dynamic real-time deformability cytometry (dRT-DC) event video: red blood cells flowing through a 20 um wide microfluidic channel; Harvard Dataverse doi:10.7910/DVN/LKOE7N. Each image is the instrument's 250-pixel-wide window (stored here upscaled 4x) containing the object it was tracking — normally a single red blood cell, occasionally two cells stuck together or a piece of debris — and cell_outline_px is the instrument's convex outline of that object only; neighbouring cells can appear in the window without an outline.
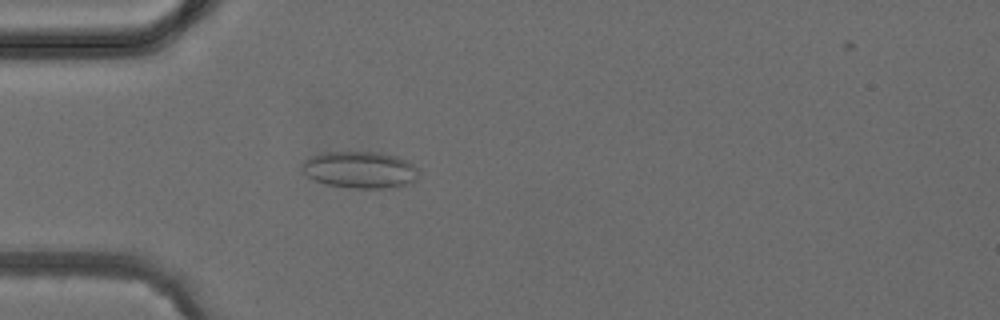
{"species": "common noctule bat (a hibernating species)", "species_latin": "Nyctalus noctula", "temperature_condition": "cold", "stored_images_in_passage": 5, "camera_frame_rate_fps": 3000, "um_per_image_px": 0.085, "animal": {"sex": "female", "body_mass_g": 24.6, "forearm_length_mm": 56.2}, "frame": {"image": 1, "passage_image": 4, "time_ms": 3.333, "image_size_px": [1000, 320], "cell_outline_px": [[420, 172], [412, 180], [404, 184], [392, 188], [356, 188], [328, 184], [316, 180], [308, 176], [300, 168], [300, 164], [304, 160], [312, 156], [324, 152], [376, 152], [396, 156], [408, 160]], "centroid_in_image_um": [30.57, 14.42], "position_along_channel_um": 54.4, "area_um2": 24.74}}